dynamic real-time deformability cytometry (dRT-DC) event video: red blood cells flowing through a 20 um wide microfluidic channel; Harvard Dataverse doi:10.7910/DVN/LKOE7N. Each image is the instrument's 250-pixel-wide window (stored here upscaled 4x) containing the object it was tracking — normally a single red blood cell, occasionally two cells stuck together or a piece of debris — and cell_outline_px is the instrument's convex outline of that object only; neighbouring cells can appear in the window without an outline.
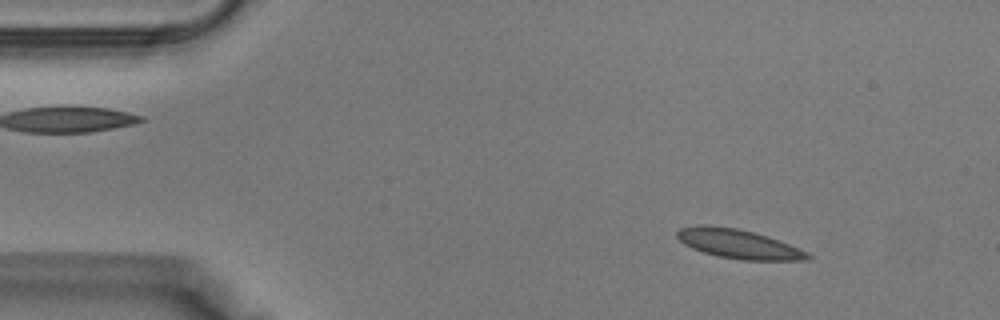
{"species": "Egyptian fruit bat (a non-hibernating species)", "species_latin": "Rousettus aegyptiacus", "temperature_condition": "warm", "stored_images_in_passage": 39, "camera_frame_rate_fps": 3000, "um_per_image_px": 0.085, "animal": {"sex": "male"}, "frame": {"image": 1, "passage_image": 5, "time_ms": 1.333, "image_size_px": [1000, 320], "cell_outline_px": [[812, 256], [808, 260], [740, 260], [716, 256], [692, 248], [684, 244], [676, 236], [676, 232], [680, 228], [700, 224], [708, 224], [736, 228], [768, 236], [808, 252]], "centroid_in_image_um": [62.74, 20.73], "position_along_channel_um": 22.3, "area_um2": 22.25}}
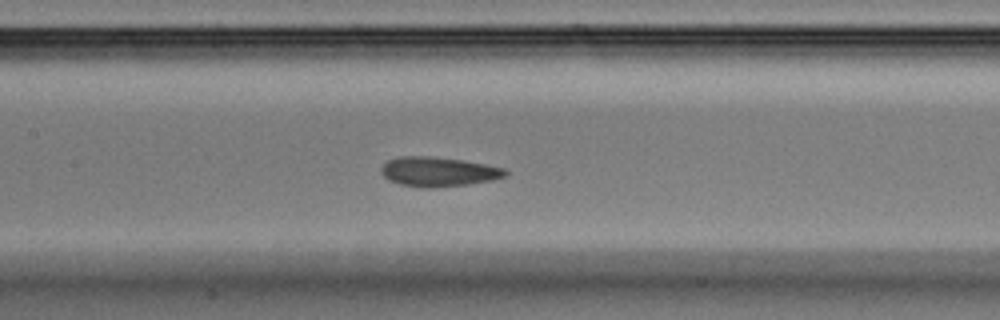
{"frame": {"image": 2, "passage_image": 18, "time_ms": 5.667, "image_size_px": [1000, 320], "cell_outline_px": [[508, 172], [504, 176], [492, 180], [468, 184], [432, 188], [420, 188], [400, 184], [388, 180], [380, 172], [380, 168], [388, 160], [396, 156], [432, 156], [464, 160], [504, 168]], "centroid_in_image_um": [37.21, 14.59], "position_along_channel_um": 170.2, "area_um2": 21.5}}
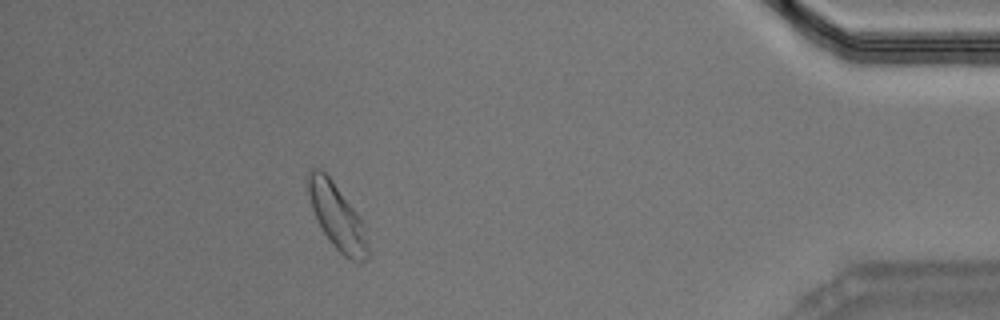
{"frame": {"image": 3, "passage_image": 35, "time_ms": 11.333, "image_size_px": [1000, 320], "cell_outline_px": [[368, 256], [364, 260], [352, 260], [344, 256], [332, 244], [324, 232], [312, 208], [308, 192], [308, 172], [312, 168], [320, 168], [332, 180], [356, 212], [364, 224], [368, 248]], "centroid_in_image_um": [28.65, 18.39], "position_along_channel_um": 406.6, "area_um2": 22.08}}